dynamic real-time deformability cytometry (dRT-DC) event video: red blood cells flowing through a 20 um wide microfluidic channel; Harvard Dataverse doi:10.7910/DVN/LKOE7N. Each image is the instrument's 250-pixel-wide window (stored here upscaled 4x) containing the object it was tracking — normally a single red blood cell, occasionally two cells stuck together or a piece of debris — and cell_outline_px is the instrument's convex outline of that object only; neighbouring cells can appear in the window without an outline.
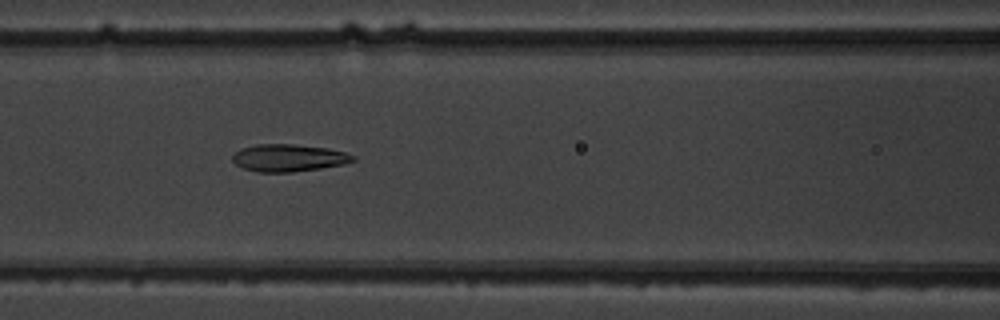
{"species": "common noctule bat (a hibernating species)", "species_latin": "Nyctalus noctula", "temperature_condition": "warm", "stored_images_in_passage": 7, "camera_frame_rate_fps": 3000, "um_per_image_px": 0.085, "animal": {"sex": "male", "body_mass_g": 19.5, "forearm_length_mm": 54.6}, "frame": {"image": 1, "passage_image": 7, "time_ms": 7.667, "image_size_px": [1000, 320], "cell_outline_px": [[356, 160], [344, 164], [320, 168], [292, 172], [256, 172], [244, 168], [236, 164], [232, 160], [232, 156], [240, 148], [256, 144], [292, 144], [328, 148], [344, 152], [356, 156]], "centroid_in_image_um": [24.53, 13.41], "position_along_channel_um": 142.1, "area_um2": 19.19}}